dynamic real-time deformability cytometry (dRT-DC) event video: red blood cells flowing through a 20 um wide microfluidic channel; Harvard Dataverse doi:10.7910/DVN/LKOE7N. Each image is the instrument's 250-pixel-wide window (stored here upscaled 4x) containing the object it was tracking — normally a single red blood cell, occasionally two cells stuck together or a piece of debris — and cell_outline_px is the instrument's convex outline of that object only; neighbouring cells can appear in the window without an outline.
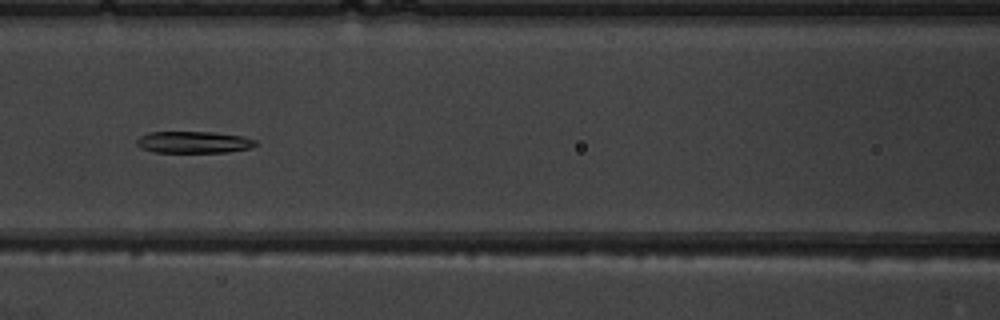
{"species": "common noctule bat (a hibernating species)", "species_latin": "Nyctalus noctula", "temperature_condition": "warm", "stored_images_in_passage": 8, "camera_frame_rate_fps": 3000, "um_per_image_px": 0.085, "animal": {"sex": "male", "body_mass_g": 19.5, "forearm_length_mm": 54.6}, "frame": {"image": 1, "passage_image": 5, "time_ms": 4.667, "image_size_px": [1000, 320], "cell_outline_px": [[256, 144], [252, 148], [228, 152], [152, 152], [140, 148], [136, 144], [136, 140], [140, 136], [148, 132], [212, 132], [244, 136], [256, 140]], "centroid_in_image_um": [16.45, 12.09], "position_along_channel_um": 150.1, "area_um2": 15.2}}
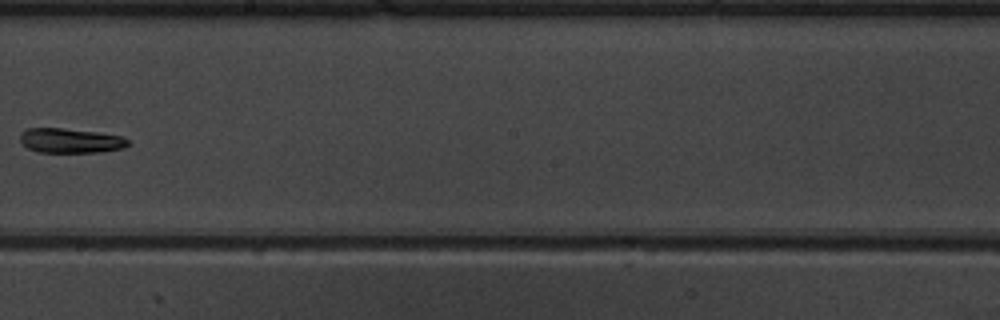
{"frame": {"image": 2, "passage_image": 7, "time_ms": 7.0, "image_size_px": [1000, 320], "cell_outline_px": [[128, 144], [124, 148], [100, 152], [36, 152], [28, 148], [20, 140], [20, 136], [28, 128], [60, 128], [96, 132], [120, 136], [128, 140]], "centroid_in_image_um": [5.99, 11.96], "position_along_channel_um": 242.2, "area_um2": 15.26}}
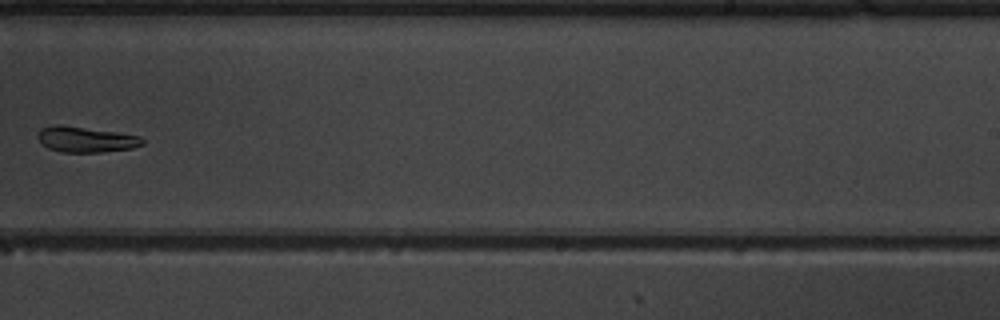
{"frame": {"image": 3, "passage_image": 8, "time_ms": 8.0, "image_size_px": [1000, 320], "cell_outline_px": [[144, 144], [132, 148], [100, 152], [60, 152], [48, 148], [40, 144], [36, 136], [40, 128], [56, 124], [60, 124], [116, 132], [140, 136], [144, 140]], "centroid_in_image_um": [7.24, 11.85], "position_along_channel_um": 281.8, "area_um2": 15.78}}